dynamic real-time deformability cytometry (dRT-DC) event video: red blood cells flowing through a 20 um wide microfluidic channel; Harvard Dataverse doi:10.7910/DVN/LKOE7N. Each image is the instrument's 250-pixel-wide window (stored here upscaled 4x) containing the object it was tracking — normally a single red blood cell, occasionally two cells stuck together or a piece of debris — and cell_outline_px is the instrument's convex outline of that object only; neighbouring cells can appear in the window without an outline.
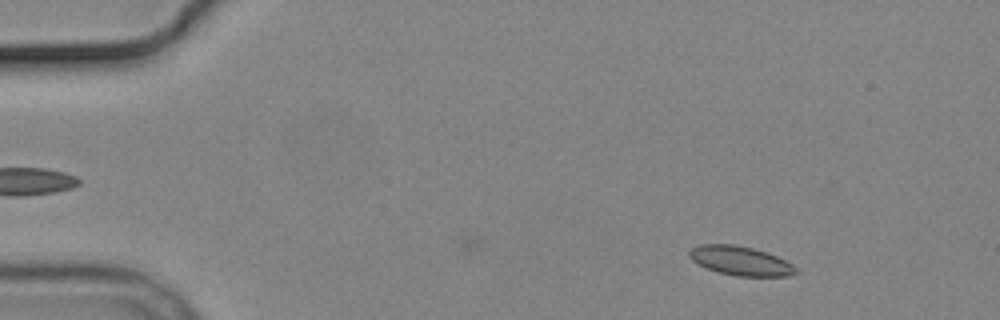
{"species": "common noctule bat (a hibernating species)", "species_latin": "Nyctalus noctula", "temperature_condition": "cold", "stored_images_in_passage": 3, "camera_frame_rate_fps": 3000, "um_per_image_px": 0.085, "animal": {"sex": "male", "body_mass_g": 19.2, "forearm_length_mm": 51.8}, "frame": {"image": 1, "passage_image": 2, "time_ms": 1.0, "image_size_px": [1000, 320], "cell_outline_px": [[796, 272], [788, 276], [736, 276], [720, 272], [708, 268], [692, 260], [688, 256], [688, 252], [692, 248], [700, 244], [732, 244], [752, 248], [768, 252], [792, 264], [796, 268]], "centroid_in_image_um": [62.93, 22.16], "position_along_channel_um": 22.1, "area_um2": 17.86}}